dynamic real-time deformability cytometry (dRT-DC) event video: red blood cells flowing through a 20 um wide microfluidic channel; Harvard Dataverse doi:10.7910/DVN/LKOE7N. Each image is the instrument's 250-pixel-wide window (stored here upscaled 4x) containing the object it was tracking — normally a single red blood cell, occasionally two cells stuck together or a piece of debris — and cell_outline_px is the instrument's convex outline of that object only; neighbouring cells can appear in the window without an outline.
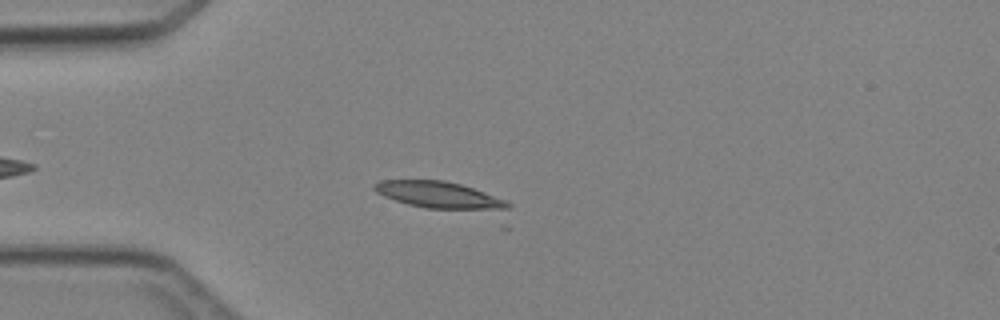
{"species": "Egyptian fruit bat (a non-hibernating species)", "species_latin": "Rousettus aegyptiacus", "temperature_condition": "cold", "stored_images_in_passage": 4, "camera_frame_rate_fps": 3000, "um_per_image_px": 0.085, "animal": {"sex": "female"}, "frame": {"image": 1, "passage_image": 3, "time_ms": 3.333, "image_size_px": [1000, 320], "cell_outline_px": [[512, 204], [508, 208], [500, 212], [424, 208], [408, 204], [384, 196], [376, 192], [372, 188], [372, 184], [380, 180], [444, 180], [460, 184], [508, 200]], "centroid_in_image_um": [37.42, 16.61], "position_along_channel_um": 47.6, "area_um2": 21.39}}